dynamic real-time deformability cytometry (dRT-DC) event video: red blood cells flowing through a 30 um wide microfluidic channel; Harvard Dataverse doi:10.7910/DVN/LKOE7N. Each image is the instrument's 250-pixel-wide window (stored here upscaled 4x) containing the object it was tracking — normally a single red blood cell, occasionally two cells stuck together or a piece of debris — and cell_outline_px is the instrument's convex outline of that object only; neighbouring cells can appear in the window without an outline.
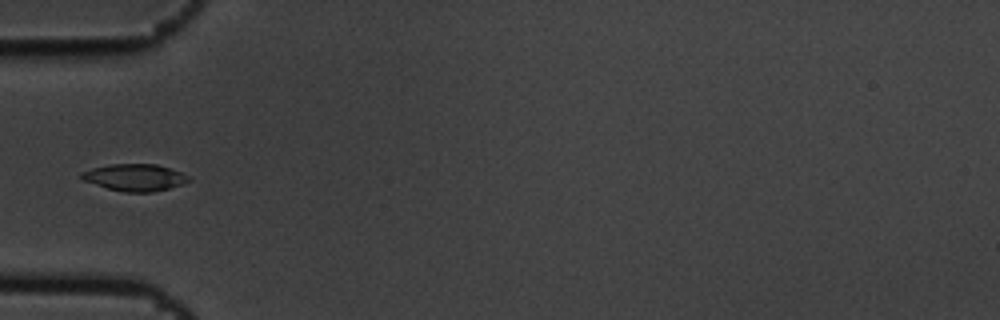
{"species": "common noctule bat (a hibernating species)", "species_latin": "Nyctalus noctula", "temperature_condition": "cold", "stored_images_in_passage": 4, "camera_frame_rate_fps": 3000, "um_per_image_px": 0.085, "animal": {"sex": "male", "body_mass_g": 19.5, "forearm_length_mm": 54.6}, "frame": {"image": 1, "passage_image": 1, "time_ms": 0.0, "image_size_px": [1000, 320], "cell_outline_px": [[192, 180], [184, 184], [152, 192], [124, 192], [108, 188], [84, 180], [80, 176], [80, 172], [92, 168], [112, 164], [156, 164], [180, 172], [188, 176]], "centroid_in_image_um": [11.47, 15.08], "position_along_channel_um": 73.5, "area_um2": 16.65}}
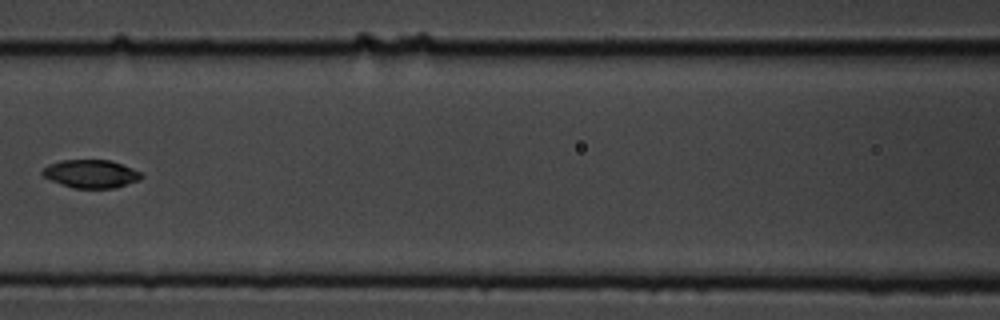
{"frame": {"image": 2, "passage_image": 3, "time_ms": 0.667, "image_size_px": [1000, 320], "cell_outline_px": [[144, 176], [140, 180], [116, 188], [76, 188], [52, 180], [44, 176], [40, 172], [48, 164], [60, 160], [112, 160], [132, 168], [140, 172]], "centroid_in_image_um": [7.77, 14.76], "position_along_channel_um": 158.8, "area_um2": 16.18}}
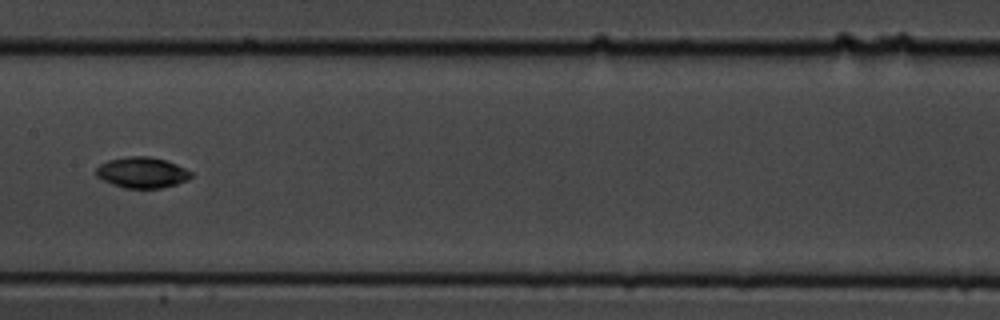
{"frame": {"image": 3, "passage_image": 4, "time_ms": 1.0, "image_size_px": [1000, 320], "cell_outline_px": [[192, 176], [188, 180], [176, 184], [160, 188], [124, 188], [112, 184], [96, 176], [96, 168], [100, 164], [108, 160], [128, 156], [148, 156], [164, 160], [176, 164], [192, 172]], "centroid_in_image_um": [12.07, 14.66], "position_along_channel_um": 195.3, "area_um2": 16.99}}